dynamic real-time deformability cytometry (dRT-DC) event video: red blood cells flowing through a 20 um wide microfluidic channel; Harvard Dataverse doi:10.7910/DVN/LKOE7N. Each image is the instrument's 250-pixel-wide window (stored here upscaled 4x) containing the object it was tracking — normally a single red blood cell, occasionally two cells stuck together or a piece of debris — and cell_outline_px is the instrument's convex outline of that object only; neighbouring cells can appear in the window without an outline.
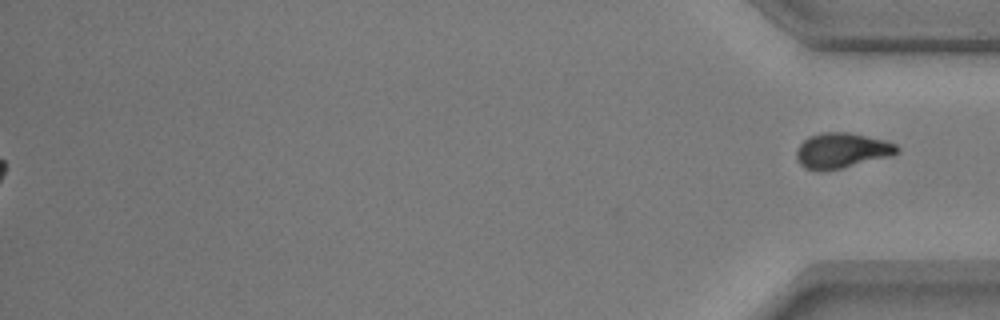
{"species": "common noctule bat (a hibernating species)", "species_latin": "Nyctalus noctula", "temperature_condition": "warm", "stored_images_in_passage": 54, "segment_of_instrument_passage": [2, 2], "camera_frame_rate_fps": 3000, "um_per_image_px": 0.085, "animal": {"sex": "male", "body_mass_g": 17.9, "forearm_length_mm": 54.2}, "frame": {"image": 1, "passage_image": 54, "time_ms": 17.667, "image_size_px": [1000, 320], "cell_outline_px": [[900, 152], [888, 156], [844, 168], [824, 172], [816, 172], [804, 168], [800, 164], [796, 156], [796, 148], [808, 136], [824, 132], [848, 132], [884, 140], [896, 144], [900, 148]], "centroid_in_image_um": [71.51, 12.81], "position_along_channel_um": 363.7, "area_um2": 20.92}}